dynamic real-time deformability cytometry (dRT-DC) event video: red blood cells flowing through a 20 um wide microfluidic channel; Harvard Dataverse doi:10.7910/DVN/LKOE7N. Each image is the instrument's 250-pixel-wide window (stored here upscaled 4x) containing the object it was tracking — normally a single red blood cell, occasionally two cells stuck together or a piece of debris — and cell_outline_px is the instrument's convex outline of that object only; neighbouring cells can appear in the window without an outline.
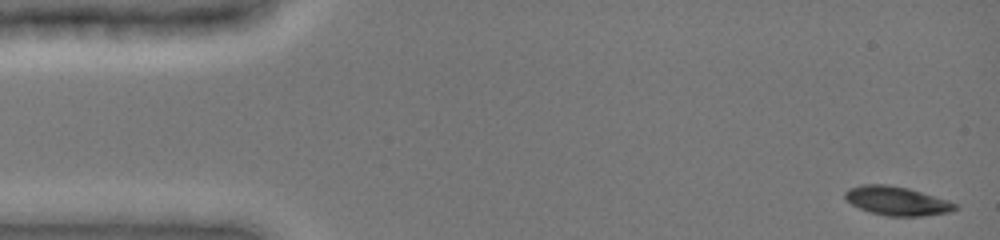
{"species": "common noctule bat (a hibernating species)", "species_latin": "Nyctalus noctula", "temperature_condition": "cold", "stored_images_in_passage": 66, "camera_frame_rate_fps": 3000, "um_per_image_px": 0.085, "animal": {"sex": "female", "body_mass_g": 19.0, "forearm_length_mm": 51.5}, "frame": {"image": 1, "passage_image": 1, "time_ms": 0.0, "image_size_px": [1000, 240], "cell_outline_px": [[960, 208], [952, 212], [924, 216], [888, 216], [872, 212], [860, 208], [852, 204], [844, 196], [844, 192], [848, 188], [860, 184], [888, 184], [908, 188], [948, 200], [956, 204]], "centroid_in_image_um": [76.26, 17.07], "position_along_channel_um": 8.7, "area_um2": 18.61}}
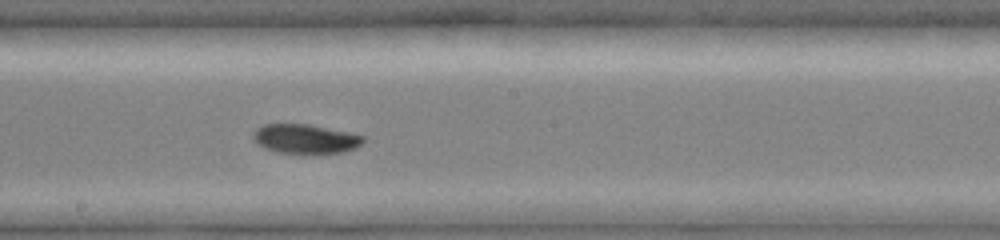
{"frame": {"image": 2, "passage_image": 42, "time_ms": 8.333, "image_size_px": [1000, 240], "cell_outline_px": [[364, 140], [356, 148], [344, 152], [280, 152], [264, 148], [256, 144], [252, 136], [252, 132], [256, 128], [264, 124], [308, 124], [348, 132], [364, 136]], "centroid_in_image_um": [25.91, 11.78], "position_along_channel_um": 222.3, "area_um2": 18.5}}
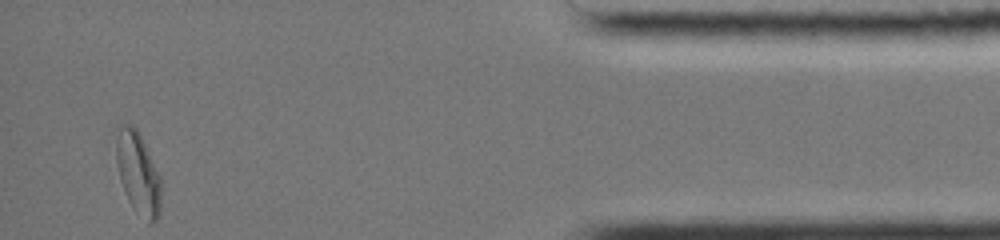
{"frame": {"image": 3, "passage_image": 66, "time_ms": 14.667, "image_size_px": [1000, 240], "cell_outline_px": [[160, 212], [156, 220], [152, 224], [148, 224], [128, 200], [120, 180], [116, 164], [116, 140], [120, 124], [132, 124], [136, 128], [160, 176]], "centroid_in_image_um": [11.72, 14.73], "position_along_channel_um": 423.5, "area_um2": 21.15}, "authors_computed_cell_mechanics": {"area_um2": 18.9584, "velocity_mm_per_s": 3.975, "shape_relaxation_time_tau1_ms": 5.3101, "shape_relaxation_time_tau2_ms": null, "deformation_change_tau1": 0.1706, "deformation_change_tau2": null}}